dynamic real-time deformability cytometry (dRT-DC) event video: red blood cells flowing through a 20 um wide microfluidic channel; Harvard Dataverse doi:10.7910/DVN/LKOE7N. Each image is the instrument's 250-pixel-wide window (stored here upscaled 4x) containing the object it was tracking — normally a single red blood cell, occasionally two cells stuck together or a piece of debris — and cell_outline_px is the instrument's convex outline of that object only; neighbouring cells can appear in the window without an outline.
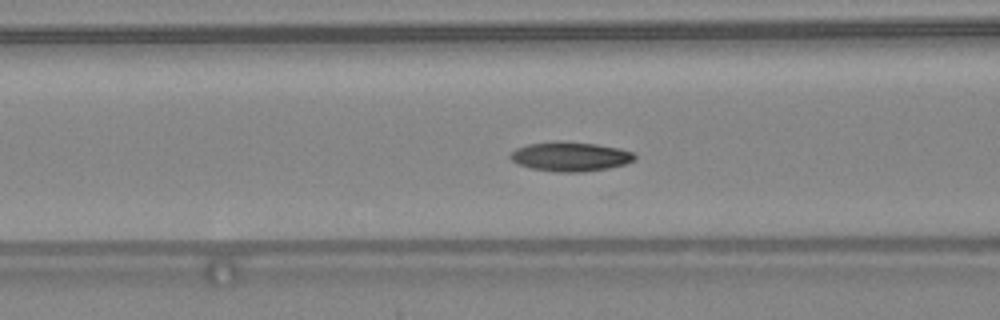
{"species": "common noctule bat (a hibernating species)", "species_latin": "Nyctalus noctula", "temperature_condition": "warm", "stored_images_in_passage": 28, "camera_frame_rate_fps": 3000, "um_per_image_px": 0.085, "animal": {"sex": "female", "body_mass_g": 24.6, "forearm_length_mm": 56.2}, "frame": {"image": 1, "passage_image": 20, "time_ms": 6.333, "image_size_px": [1000, 320], "cell_outline_px": [[636, 160], [624, 164], [608, 168], [584, 172], [556, 172], [532, 168], [516, 164], [508, 156], [516, 148], [528, 144], [596, 144], [620, 148], [632, 152], [636, 156]], "centroid_in_image_um": [48.5, 13.36], "position_along_channel_um": 118.1, "area_um2": 20.46}}